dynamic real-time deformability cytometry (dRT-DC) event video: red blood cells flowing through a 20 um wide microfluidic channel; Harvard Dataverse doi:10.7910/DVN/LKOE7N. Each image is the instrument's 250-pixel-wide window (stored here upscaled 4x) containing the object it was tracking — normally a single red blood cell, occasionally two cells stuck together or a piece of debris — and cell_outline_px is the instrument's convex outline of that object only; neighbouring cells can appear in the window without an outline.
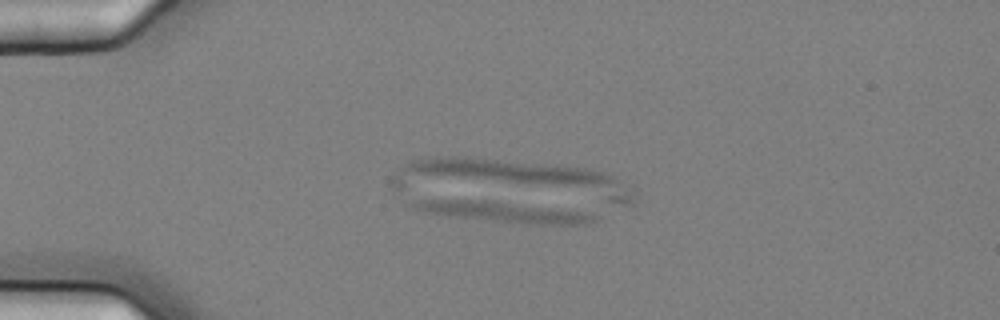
{"species": "common noctule bat (a hibernating species)", "species_latin": "Nyctalus noctula", "temperature_condition": "cold", "stored_images_in_passage": 3, "camera_frame_rate_fps": 3000, "um_per_image_px": 0.085, "animal": {"sex": "female", "body_mass_g": 25.1}, "frame": {"image": 1, "passage_image": 2, "time_ms": 0.333, "image_size_px": [1000, 320], "cell_outline_px": [[600, 220], [588, 224], [528, 224], [448, 216], [424, 212], [412, 208], [404, 204], [404, 200], [492, 200], [600, 212]], "centroid_in_image_um": [42.94, 17.99], "position_along_channel_um": 42.1, "area_um2": 22.83}}